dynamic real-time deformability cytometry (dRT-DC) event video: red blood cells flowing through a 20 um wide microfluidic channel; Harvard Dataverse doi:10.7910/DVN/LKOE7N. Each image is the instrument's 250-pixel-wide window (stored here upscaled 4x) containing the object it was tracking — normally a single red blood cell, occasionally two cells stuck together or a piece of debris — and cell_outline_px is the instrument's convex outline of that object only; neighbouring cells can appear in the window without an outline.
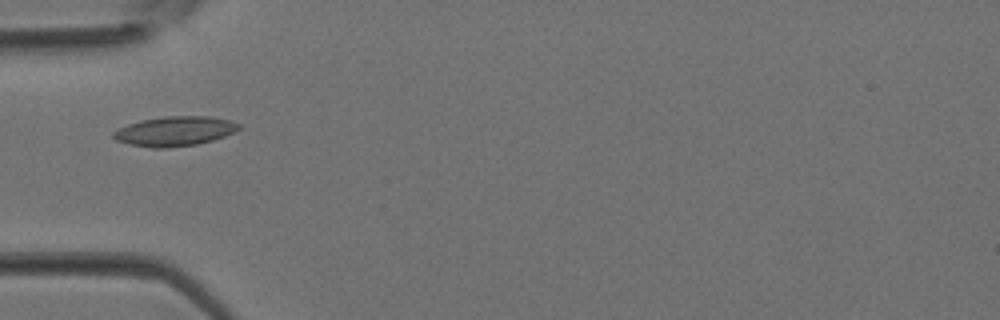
{"species": "Egyptian fruit bat (a non-hibernating species)", "species_latin": "Rousettus aegyptiacus", "temperature_condition": "room temperature", "stored_images_in_passage": 4, "camera_frame_rate_fps": 3000, "um_per_image_px": 0.085, "animal": {"sex": "female"}, "frame": {"image": 1, "passage_image": 4, "time_ms": 1.0, "image_size_px": [1000, 320], "cell_outline_px": [[240, 128], [236, 132], [212, 140], [196, 144], [168, 148], [152, 148], [128, 144], [116, 140], [112, 136], [112, 132], [128, 124], [140, 120], [168, 116], [208, 116], [228, 120], [240, 124]], "centroid_in_image_um": [14.84, 11.15], "position_along_channel_um": 70.2, "area_um2": 21.62}}